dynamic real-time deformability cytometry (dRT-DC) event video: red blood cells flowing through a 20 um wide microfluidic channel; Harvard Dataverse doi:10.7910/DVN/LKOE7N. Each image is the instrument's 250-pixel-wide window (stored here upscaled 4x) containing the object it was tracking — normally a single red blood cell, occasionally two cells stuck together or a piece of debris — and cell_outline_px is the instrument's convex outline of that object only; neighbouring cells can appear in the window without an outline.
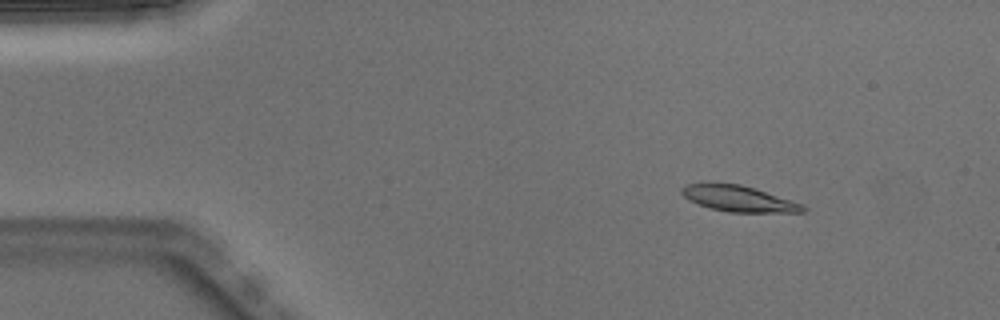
{"species": "Egyptian fruit bat (a non-hibernating species)", "species_latin": "Rousettus aegyptiacus", "temperature_condition": "warm", "stored_images_in_passage": 50, "camera_frame_rate_fps": 3000, "um_per_image_px": 0.085, "animal": {"sex": "male"}, "frame": {"image": 1, "passage_image": 7, "time_ms": 2.0, "image_size_px": [1000, 320], "cell_outline_px": [[808, 208], [804, 212], [728, 212], [712, 208], [688, 200], [680, 192], [680, 188], [684, 184], [740, 184], [804, 204]], "centroid_in_image_um": [62.8, 16.9], "position_along_channel_um": 22.2, "area_um2": 17.98}}
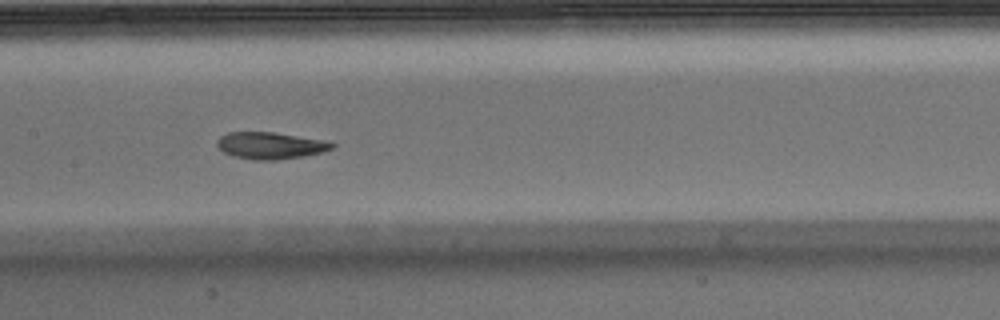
{"frame": {"image": 2, "passage_image": 25, "time_ms": 8.0, "image_size_px": [1000, 320], "cell_outline_px": [[336, 148], [324, 152], [304, 156], [276, 160], [252, 160], [232, 156], [224, 152], [216, 144], [216, 140], [220, 136], [228, 132], [272, 132], [320, 140], [336, 144]], "centroid_in_image_um": [22.96, 12.38], "position_along_channel_um": 184.4, "area_um2": 17.98}}
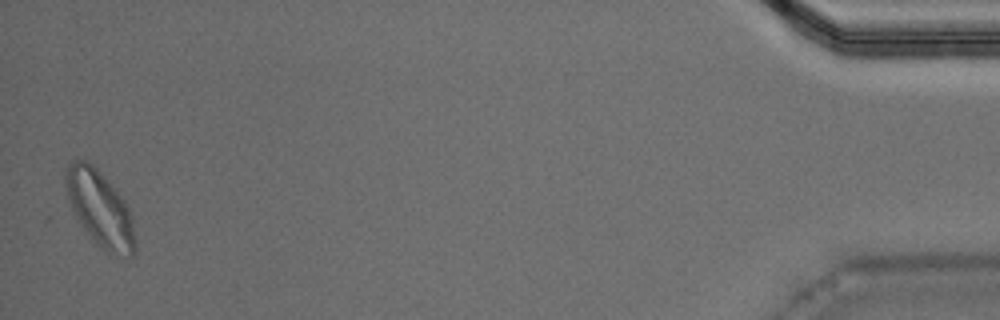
{"frame": {"image": 3, "passage_image": 50, "time_ms": 16.333, "image_size_px": [1000, 320], "cell_outline_px": [[136, 252], [132, 256], [108, 256], [96, 244], [84, 228], [76, 216], [68, 200], [64, 184], [64, 168], [72, 160], [84, 160], [92, 164], [104, 176], [124, 200], [128, 208], [136, 240]], "centroid_in_image_um": [8.48, 17.76], "position_along_channel_um": 426.7, "area_um2": 30.81}, "authors_computed_cell_mechanics": {"area_um2": 18.4093, "velocity_mm_per_s": 3.9814, "shape_relaxation_time_tau1_ms": 2.4082, "shape_relaxation_time_tau2_ms": 1.4118, "deformation_change_tau1": 0.1798, "deformation_change_tau2": 0.0781}}